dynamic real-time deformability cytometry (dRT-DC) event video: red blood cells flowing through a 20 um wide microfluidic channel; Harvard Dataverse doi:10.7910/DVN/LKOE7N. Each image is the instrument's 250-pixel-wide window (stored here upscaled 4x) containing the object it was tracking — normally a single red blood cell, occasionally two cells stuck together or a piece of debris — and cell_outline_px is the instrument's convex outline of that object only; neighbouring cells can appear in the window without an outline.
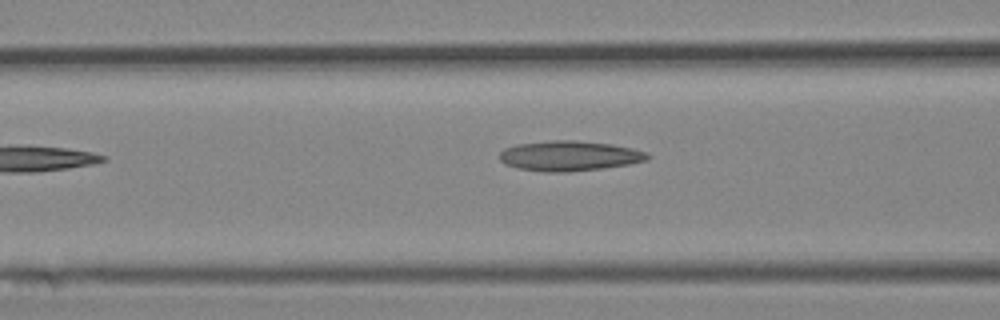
{"species": "Egyptian fruit bat (a non-hibernating species)", "species_latin": "Rousettus aegyptiacus", "temperature_condition": "cold", "stored_images_in_passage": 6, "camera_frame_rate_fps": 3000, "um_per_image_px": 0.085, "animal": {"sex": "female"}, "frame": {"image": 1, "passage_image": 5, "time_ms": 5.667, "image_size_px": [1000, 320], "cell_outline_px": [[652, 156], [648, 160], [628, 164], [600, 168], [568, 172], [544, 172], [516, 168], [504, 164], [500, 160], [500, 152], [504, 148], [516, 144], [552, 140], [576, 140], [612, 144], [632, 148], [648, 152]], "centroid_in_image_um": [48.39, 13.24], "position_along_channel_um": 118.2, "area_um2": 26.13}}
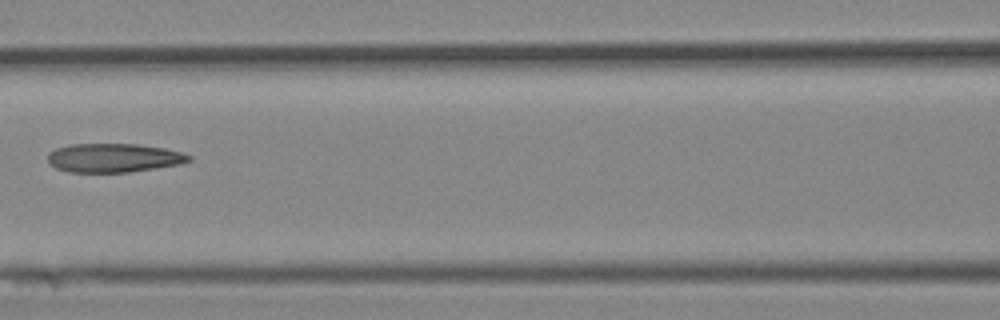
{"frame": {"image": 2, "passage_image": 6, "time_ms": 6.667, "image_size_px": [1000, 320], "cell_outline_px": [[192, 160], [180, 164], [128, 172], [68, 172], [56, 168], [48, 164], [48, 152], [56, 148], [72, 144], [140, 144], [164, 148], [180, 152], [192, 156]], "centroid_in_image_um": [9.64, 13.41], "position_along_channel_um": 157.0, "area_um2": 23.76}}